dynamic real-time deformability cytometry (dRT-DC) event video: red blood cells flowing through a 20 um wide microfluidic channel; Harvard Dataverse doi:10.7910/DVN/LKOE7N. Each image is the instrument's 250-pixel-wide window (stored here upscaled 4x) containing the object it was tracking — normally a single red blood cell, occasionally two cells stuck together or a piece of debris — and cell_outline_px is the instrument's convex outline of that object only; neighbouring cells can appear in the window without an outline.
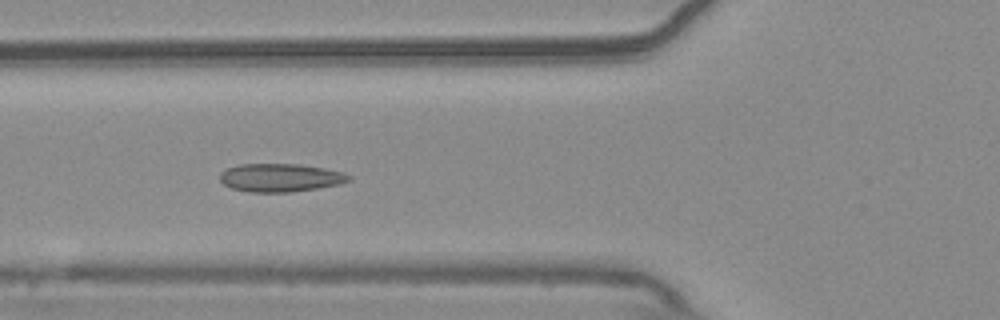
{"species": "common noctule bat (a hibernating species)", "species_latin": "Nyctalus noctula", "temperature_condition": "warm", "stored_images_in_passage": 39, "camera_frame_rate_fps": 3000, "um_per_image_px": 0.085, "animal": {"sex": "male", "body_mass_g": 20.4}, "frame": {"image": 1, "passage_image": 19, "time_ms": 6.0, "image_size_px": [1000, 320], "cell_outline_px": [[352, 180], [340, 184], [292, 192], [248, 192], [232, 188], [224, 184], [220, 180], [220, 172], [228, 168], [240, 164], [300, 164], [324, 168], [344, 172], [352, 176]], "centroid_in_image_um": [23.86, 15.1], "position_along_channel_um": 101.9, "area_um2": 21.27}}
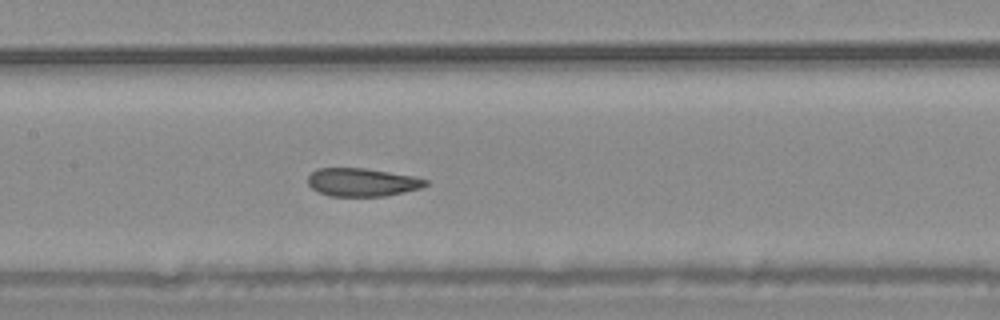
{"frame": {"image": 2, "passage_image": 25, "time_ms": 8.0, "image_size_px": [1000, 320], "cell_outline_px": [[428, 184], [420, 188], [404, 192], [384, 196], [328, 196], [312, 188], [308, 184], [308, 176], [316, 168], [364, 168], [416, 176], [428, 180]], "centroid_in_image_um": [30.79, 15.48], "position_along_channel_um": 176.6, "area_um2": 19.36}}
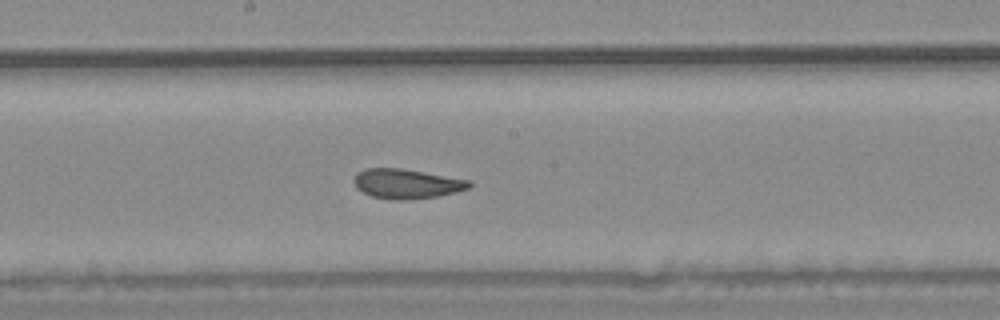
{"frame": {"image": 3, "passage_image": 28, "time_ms": 9.0, "image_size_px": [1000, 320], "cell_outline_px": [[472, 188], [440, 196], [404, 200], [392, 200], [372, 196], [356, 188], [352, 180], [356, 172], [364, 168], [400, 168], [472, 180]], "centroid_in_image_um": [34.58, 15.61], "position_along_channel_um": 213.6, "area_um2": 20.23}}